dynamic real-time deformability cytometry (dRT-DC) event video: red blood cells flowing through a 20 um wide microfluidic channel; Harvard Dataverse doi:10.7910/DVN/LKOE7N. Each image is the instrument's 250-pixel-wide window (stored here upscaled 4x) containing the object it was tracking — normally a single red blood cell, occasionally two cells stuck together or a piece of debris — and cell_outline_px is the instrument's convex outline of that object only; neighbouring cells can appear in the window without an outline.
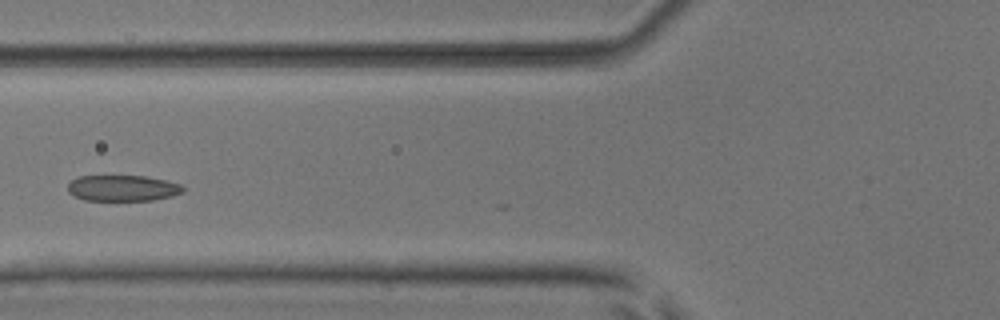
{"species": "common noctule bat (a hibernating species)", "species_latin": "Nyctalus noctula", "temperature_condition": "room temperature", "stored_images_in_passage": 4, "camera_frame_rate_fps": 3000, "um_per_image_px": 0.085, "animal": {"sex": "male", "body_mass_g": 17.9, "forearm_length_mm": 54.2}, "frame": {"image": 1, "passage_image": 4, "time_ms": 3.333, "image_size_px": [1000, 320], "cell_outline_px": [[184, 192], [172, 196], [152, 200], [84, 200], [68, 192], [68, 184], [72, 180], [80, 176], [144, 176], [164, 180], [180, 184], [184, 188]], "centroid_in_image_um": [10.43, 15.99], "position_along_channel_um": 115.4, "area_um2": 17.28}}